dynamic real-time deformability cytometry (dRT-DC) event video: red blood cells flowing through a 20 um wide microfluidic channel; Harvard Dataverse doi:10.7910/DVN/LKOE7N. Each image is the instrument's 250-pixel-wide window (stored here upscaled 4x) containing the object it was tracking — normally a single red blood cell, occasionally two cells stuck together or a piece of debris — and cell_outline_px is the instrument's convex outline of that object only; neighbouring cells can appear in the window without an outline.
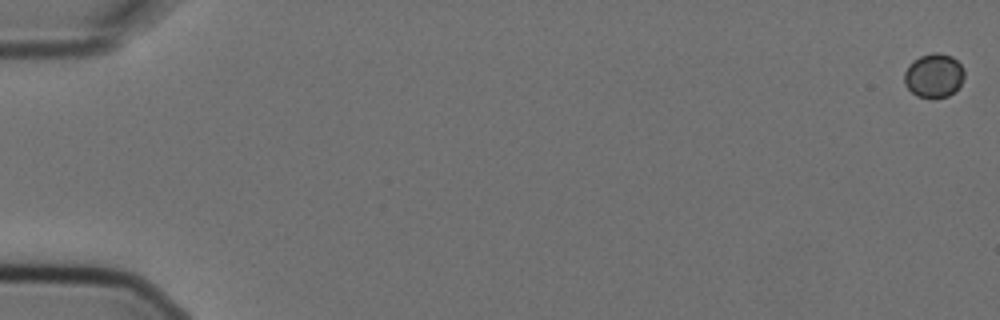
{"species": "Egyptian fruit bat (a non-hibernating species)", "species_latin": "Rousettus aegyptiacus", "temperature_condition": "cold", "stored_images_in_passage": 6, "camera_frame_rate_fps": 3000, "um_per_image_px": 0.085, "animal": {"sex": "female"}, "frame": {"image": 1, "passage_image": 1, "time_ms": 0.0, "image_size_px": [1000, 320], "cell_outline_px": [[964, 76], [960, 84], [948, 96], [916, 96], [904, 84], [904, 72], [908, 64], [912, 60], [920, 56], [932, 52], [936, 52], [952, 56], [964, 68]], "centroid_in_image_um": [79.35, 6.38], "position_along_channel_um": 5.7, "area_um2": 15.2}}
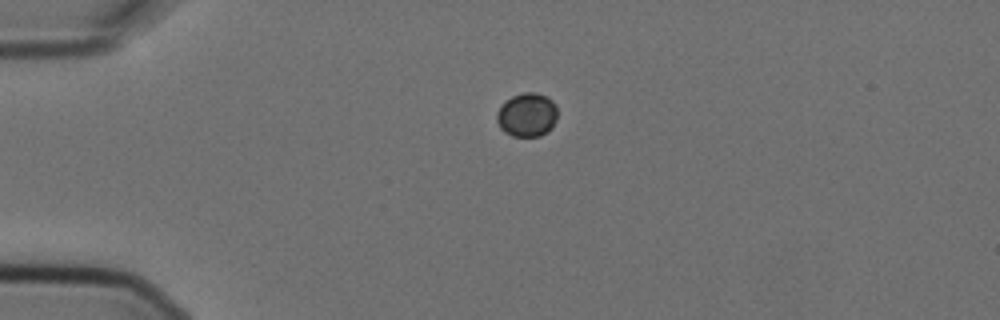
{"frame": {"image": 2, "passage_image": 4, "time_ms": 1.0, "image_size_px": [1000, 320], "cell_outline_px": [[556, 120], [552, 128], [548, 132], [540, 136], [512, 136], [504, 132], [500, 128], [496, 120], [496, 112], [512, 96], [524, 92], [536, 92], [548, 96], [556, 104]], "centroid_in_image_um": [44.81, 9.77], "position_along_channel_um": 40.2, "area_um2": 15.61}}
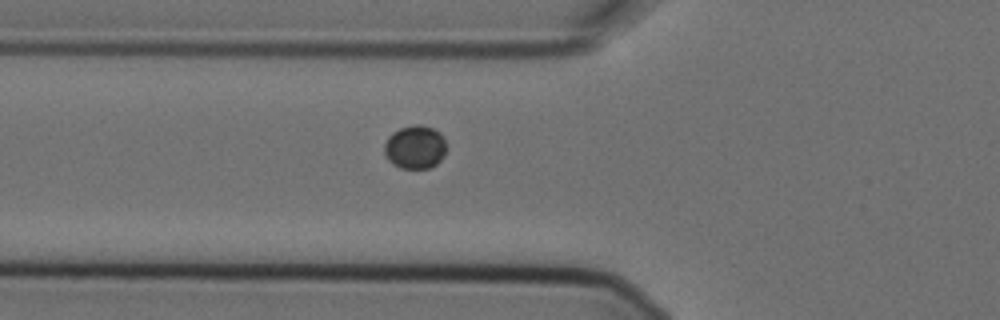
{"frame": {"image": 3, "passage_image": 6, "time_ms": 1.667, "image_size_px": [1000, 320], "cell_outline_px": [[444, 156], [436, 164], [428, 168], [400, 168], [392, 164], [388, 160], [384, 152], [384, 144], [388, 136], [392, 132], [400, 128], [412, 124], [420, 124], [432, 128], [440, 132], [444, 140]], "centroid_in_image_um": [35.24, 12.49], "position_along_channel_um": 90.6, "area_um2": 15.72}}